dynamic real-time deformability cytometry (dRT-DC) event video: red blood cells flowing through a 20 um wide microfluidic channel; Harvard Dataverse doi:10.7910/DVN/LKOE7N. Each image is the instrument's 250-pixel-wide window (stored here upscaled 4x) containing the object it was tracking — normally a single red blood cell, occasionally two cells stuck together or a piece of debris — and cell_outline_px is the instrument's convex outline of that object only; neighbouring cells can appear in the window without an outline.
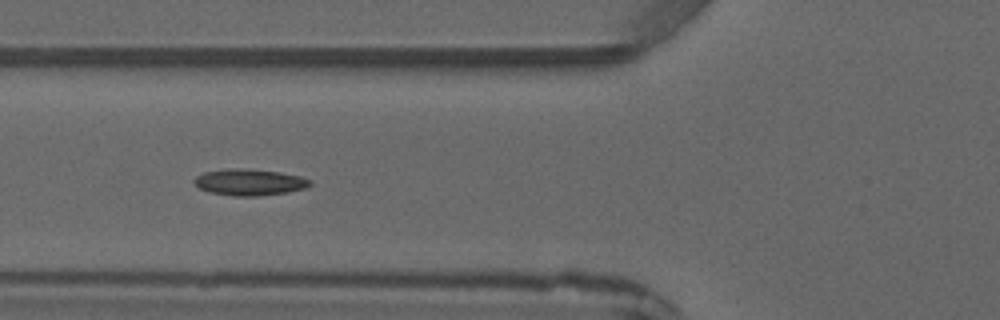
{"species": "common noctule bat (a hibernating species)", "species_latin": "Nyctalus noctula", "temperature_condition": "warm", "stored_images_in_passage": 6, "camera_frame_rate_fps": 3000, "um_per_image_px": 0.085, "animal": {"sex": "male", "forearm_length_mm": 52.5}, "frame": {"image": 1, "passage_image": 5, "time_ms": 5.667, "image_size_px": [1000, 320], "cell_outline_px": [[312, 184], [308, 188], [288, 192], [256, 196], [236, 196], [208, 192], [200, 188], [192, 180], [196, 176], [204, 172], [224, 168], [236, 168], [280, 172], [300, 176], [312, 180]], "centroid_in_image_um": [21.22, 15.48], "position_along_channel_um": 104.6, "area_um2": 17.92}}
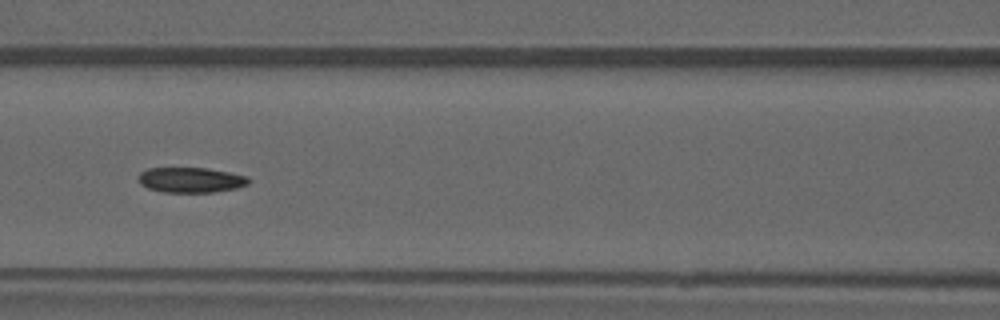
{"frame": {"image": 2, "passage_image": 6, "time_ms": 6.667, "image_size_px": [1000, 320], "cell_outline_px": [[252, 180], [248, 184], [236, 188], [212, 192], [164, 192], [148, 188], [140, 184], [136, 176], [140, 172], [148, 168], [208, 168], [248, 176]], "centroid_in_image_um": [16.21, 15.29], "position_along_channel_um": 150.4, "area_um2": 16.3}}